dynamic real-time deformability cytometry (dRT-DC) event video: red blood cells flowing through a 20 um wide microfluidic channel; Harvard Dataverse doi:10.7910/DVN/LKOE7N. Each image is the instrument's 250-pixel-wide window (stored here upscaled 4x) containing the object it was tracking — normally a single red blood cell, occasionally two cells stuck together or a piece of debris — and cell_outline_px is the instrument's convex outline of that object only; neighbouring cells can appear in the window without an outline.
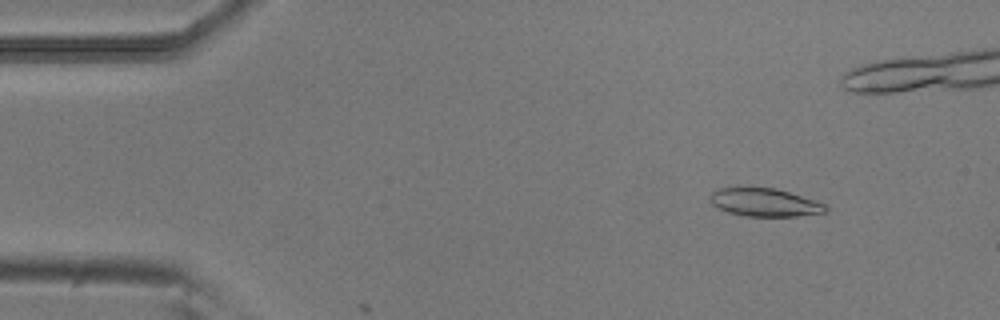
{"species": "common noctule bat (a hibernating species)", "species_latin": "Nyctalus noctula", "temperature_condition": "room temperature", "stored_images_in_passage": 8, "camera_frame_rate_fps": 3000, "um_per_image_px": 0.085, "animal": {"sex": "male", "body_mass_g": 20.5, "forearm_length_mm": 52.5}, "frame": {"image": 1, "passage_image": 6, "time_ms": 1.667, "image_size_px": [1000, 320], "cell_outline_px": [[828, 212], [796, 216], [744, 216], [728, 212], [716, 208], [712, 204], [712, 192], [720, 188], [776, 188], [824, 204], [828, 208]], "centroid_in_image_um": [64.99, 17.22], "position_along_channel_um": 20.0, "area_um2": 18.55}}